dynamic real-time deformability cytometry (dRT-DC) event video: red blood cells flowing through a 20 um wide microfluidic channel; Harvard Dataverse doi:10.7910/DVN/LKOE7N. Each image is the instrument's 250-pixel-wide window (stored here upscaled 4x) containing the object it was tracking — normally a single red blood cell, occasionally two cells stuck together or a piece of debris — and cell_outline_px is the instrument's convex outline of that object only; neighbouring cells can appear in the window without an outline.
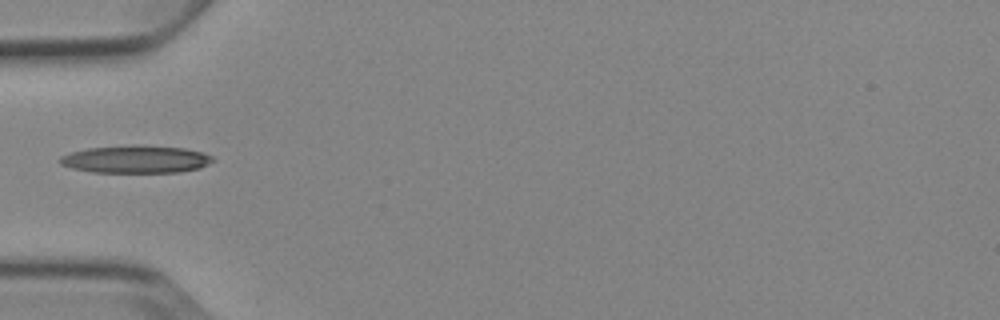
{"species": "Egyptian fruit bat (a non-hibernating species)", "species_latin": "Rousettus aegyptiacus", "temperature_condition": "cold", "stored_images_in_passage": 1, "camera_frame_rate_fps": 3000, "um_per_image_px": 0.085, "animal": {"sex": "female"}, "frame": {"image": 1, "passage_image": 1, "time_ms": 0.0, "image_size_px": [1000, 320], "cell_outline_px": [[216, 160], [200, 168], [180, 172], [92, 172], [72, 168], [60, 164], [56, 160], [60, 156], [72, 152], [88, 148], [136, 144], [184, 148], [204, 152], [212, 156]], "centroid_in_image_um": [11.56, 13.53], "position_along_channel_um": 73.4, "area_um2": 24.85}}